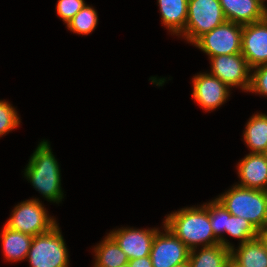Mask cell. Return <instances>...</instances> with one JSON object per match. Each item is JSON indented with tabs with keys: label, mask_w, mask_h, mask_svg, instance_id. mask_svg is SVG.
<instances>
[{
	"label": "cell",
	"mask_w": 267,
	"mask_h": 267,
	"mask_svg": "<svg viewBox=\"0 0 267 267\" xmlns=\"http://www.w3.org/2000/svg\"><path fill=\"white\" fill-rule=\"evenodd\" d=\"M162 223L190 250L220 244L212 231L209 212L203 205L181 208L168 214Z\"/></svg>",
	"instance_id": "1"
},
{
	"label": "cell",
	"mask_w": 267,
	"mask_h": 267,
	"mask_svg": "<svg viewBox=\"0 0 267 267\" xmlns=\"http://www.w3.org/2000/svg\"><path fill=\"white\" fill-rule=\"evenodd\" d=\"M24 177L47 201L59 204L64 198L60 166L47 140L41 141L30 156Z\"/></svg>",
	"instance_id": "2"
},
{
	"label": "cell",
	"mask_w": 267,
	"mask_h": 267,
	"mask_svg": "<svg viewBox=\"0 0 267 267\" xmlns=\"http://www.w3.org/2000/svg\"><path fill=\"white\" fill-rule=\"evenodd\" d=\"M216 199L231 215L248 220L259 233L267 229V191L233 184Z\"/></svg>",
	"instance_id": "3"
},
{
	"label": "cell",
	"mask_w": 267,
	"mask_h": 267,
	"mask_svg": "<svg viewBox=\"0 0 267 267\" xmlns=\"http://www.w3.org/2000/svg\"><path fill=\"white\" fill-rule=\"evenodd\" d=\"M59 223L33 237L26 259L30 267H69V253Z\"/></svg>",
	"instance_id": "4"
},
{
	"label": "cell",
	"mask_w": 267,
	"mask_h": 267,
	"mask_svg": "<svg viewBox=\"0 0 267 267\" xmlns=\"http://www.w3.org/2000/svg\"><path fill=\"white\" fill-rule=\"evenodd\" d=\"M44 207L38 198L20 202L14 206L5 225L32 237L46 233L57 225V221L47 213Z\"/></svg>",
	"instance_id": "5"
},
{
	"label": "cell",
	"mask_w": 267,
	"mask_h": 267,
	"mask_svg": "<svg viewBox=\"0 0 267 267\" xmlns=\"http://www.w3.org/2000/svg\"><path fill=\"white\" fill-rule=\"evenodd\" d=\"M225 21L219 0H188L185 30L179 36L193 44L204 33Z\"/></svg>",
	"instance_id": "6"
},
{
	"label": "cell",
	"mask_w": 267,
	"mask_h": 267,
	"mask_svg": "<svg viewBox=\"0 0 267 267\" xmlns=\"http://www.w3.org/2000/svg\"><path fill=\"white\" fill-rule=\"evenodd\" d=\"M243 25L225 21L204 33L192 45L210 57L241 53Z\"/></svg>",
	"instance_id": "7"
},
{
	"label": "cell",
	"mask_w": 267,
	"mask_h": 267,
	"mask_svg": "<svg viewBox=\"0 0 267 267\" xmlns=\"http://www.w3.org/2000/svg\"><path fill=\"white\" fill-rule=\"evenodd\" d=\"M210 74L220 79L230 88H240L248 92L251 85V68L241 53L210 57Z\"/></svg>",
	"instance_id": "8"
},
{
	"label": "cell",
	"mask_w": 267,
	"mask_h": 267,
	"mask_svg": "<svg viewBox=\"0 0 267 267\" xmlns=\"http://www.w3.org/2000/svg\"><path fill=\"white\" fill-rule=\"evenodd\" d=\"M163 229H159L154 236L149 255L152 266L172 267L188 261L190 249L166 226L163 225Z\"/></svg>",
	"instance_id": "9"
},
{
	"label": "cell",
	"mask_w": 267,
	"mask_h": 267,
	"mask_svg": "<svg viewBox=\"0 0 267 267\" xmlns=\"http://www.w3.org/2000/svg\"><path fill=\"white\" fill-rule=\"evenodd\" d=\"M192 83V98L205 111L217 109L230 96V87L209 72L197 73Z\"/></svg>",
	"instance_id": "10"
},
{
	"label": "cell",
	"mask_w": 267,
	"mask_h": 267,
	"mask_svg": "<svg viewBox=\"0 0 267 267\" xmlns=\"http://www.w3.org/2000/svg\"><path fill=\"white\" fill-rule=\"evenodd\" d=\"M158 228L135 229L120 227L108 234L115 240L129 260L150 255L154 236Z\"/></svg>",
	"instance_id": "11"
},
{
	"label": "cell",
	"mask_w": 267,
	"mask_h": 267,
	"mask_svg": "<svg viewBox=\"0 0 267 267\" xmlns=\"http://www.w3.org/2000/svg\"><path fill=\"white\" fill-rule=\"evenodd\" d=\"M241 54L252 69L267 64V21L243 25Z\"/></svg>",
	"instance_id": "12"
},
{
	"label": "cell",
	"mask_w": 267,
	"mask_h": 267,
	"mask_svg": "<svg viewBox=\"0 0 267 267\" xmlns=\"http://www.w3.org/2000/svg\"><path fill=\"white\" fill-rule=\"evenodd\" d=\"M237 167V185L267 191V163L263 154L248 153Z\"/></svg>",
	"instance_id": "13"
},
{
	"label": "cell",
	"mask_w": 267,
	"mask_h": 267,
	"mask_svg": "<svg viewBox=\"0 0 267 267\" xmlns=\"http://www.w3.org/2000/svg\"><path fill=\"white\" fill-rule=\"evenodd\" d=\"M227 21L241 25L264 19L265 7L258 0H219Z\"/></svg>",
	"instance_id": "14"
},
{
	"label": "cell",
	"mask_w": 267,
	"mask_h": 267,
	"mask_svg": "<svg viewBox=\"0 0 267 267\" xmlns=\"http://www.w3.org/2000/svg\"><path fill=\"white\" fill-rule=\"evenodd\" d=\"M231 259L239 267H267V245L258 237L230 249Z\"/></svg>",
	"instance_id": "15"
},
{
	"label": "cell",
	"mask_w": 267,
	"mask_h": 267,
	"mask_svg": "<svg viewBox=\"0 0 267 267\" xmlns=\"http://www.w3.org/2000/svg\"><path fill=\"white\" fill-rule=\"evenodd\" d=\"M161 22L171 34L179 35L185 30L188 0H157Z\"/></svg>",
	"instance_id": "16"
},
{
	"label": "cell",
	"mask_w": 267,
	"mask_h": 267,
	"mask_svg": "<svg viewBox=\"0 0 267 267\" xmlns=\"http://www.w3.org/2000/svg\"><path fill=\"white\" fill-rule=\"evenodd\" d=\"M3 255L7 261H22L26 259L33 237L7 227L5 224L1 231Z\"/></svg>",
	"instance_id": "17"
},
{
	"label": "cell",
	"mask_w": 267,
	"mask_h": 267,
	"mask_svg": "<svg viewBox=\"0 0 267 267\" xmlns=\"http://www.w3.org/2000/svg\"><path fill=\"white\" fill-rule=\"evenodd\" d=\"M243 140L251 152L263 154L267 150V115L256 113L251 116L243 132Z\"/></svg>",
	"instance_id": "18"
},
{
	"label": "cell",
	"mask_w": 267,
	"mask_h": 267,
	"mask_svg": "<svg viewBox=\"0 0 267 267\" xmlns=\"http://www.w3.org/2000/svg\"><path fill=\"white\" fill-rule=\"evenodd\" d=\"M191 249L189 252L190 267H225L231 258L230 249L222 244Z\"/></svg>",
	"instance_id": "19"
},
{
	"label": "cell",
	"mask_w": 267,
	"mask_h": 267,
	"mask_svg": "<svg viewBox=\"0 0 267 267\" xmlns=\"http://www.w3.org/2000/svg\"><path fill=\"white\" fill-rule=\"evenodd\" d=\"M93 249L95 253L93 267H120L129 262L126 254L109 234Z\"/></svg>",
	"instance_id": "20"
},
{
	"label": "cell",
	"mask_w": 267,
	"mask_h": 267,
	"mask_svg": "<svg viewBox=\"0 0 267 267\" xmlns=\"http://www.w3.org/2000/svg\"><path fill=\"white\" fill-rule=\"evenodd\" d=\"M203 206L209 212V219L214 236L220 241L224 247L231 249L233 244L224 238L223 233H226L227 217L231 214L229 211L215 198L214 200L204 203Z\"/></svg>",
	"instance_id": "21"
},
{
	"label": "cell",
	"mask_w": 267,
	"mask_h": 267,
	"mask_svg": "<svg viewBox=\"0 0 267 267\" xmlns=\"http://www.w3.org/2000/svg\"><path fill=\"white\" fill-rule=\"evenodd\" d=\"M98 24L95 8L85 4L84 7L66 24L68 30L79 35L92 33Z\"/></svg>",
	"instance_id": "22"
},
{
	"label": "cell",
	"mask_w": 267,
	"mask_h": 267,
	"mask_svg": "<svg viewBox=\"0 0 267 267\" xmlns=\"http://www.w3.org/2000/svg\"><path fill=\"white\" fill-rule=\"evenodd\" d=\"M226 233L233 238H237L243 244L260 235L255 227L243 217L230 215L227 217Z\"/></svg>",
	"instance_id": "23"
},
{
	"label": "cell",
	"mask_w": 267,
	"mask_h": 267,
	"mask_svg": "<svg viewBox=\"0 0 267 267\" xmlns=\"http://www.w3.org/2000/svg\"><path fill=\"white\" fill-rule=\"evenodd\" d=\"M17 110L6 100H0V137L16 129L21 121Z\"/></svg>",
	"instance_id": "24"
},
{
	"label": "cell",
	"mask_w": 267,
	"mask_h": 267,
	"mask_svg": "<svg viewBox=\"0 0 267 267\" xmlns=\"http://www.w3.org/2000/svg\"><path fill=\"white\" fill-rule=\"evenodd\" d=\"M248 92L267 97V64L251 69V85Z\"/></svg>",
	"instance_id": "25"
},
{
	"label": "cell",
	"mask_w": 267,
	"mask_h": 267,
	"mask_svg": "<svg viewBox=\"0 0 267 267\" xmlns=\"http://www.w3.org/2000/svg\"><path fill=\"white\" fill-rule=\"evenodd\" d=\"M85 4L84 0H58L56 13L67 24Z\"/></svg>",
	"instance_id": "26"
},
{
	"label": "cell",
	"mask_w": 267,
	"mask_h": 267,
	"mask_svg": "<svg viewBox=\"0 0 267 267\" xmlns=\"http://www.w3.org/2000/svg\"><path fill=\"white\" fill-rule=\"evenodd\" d=\"M128 265L129 267H153L150 256L129 260Z\"/></svg>",
	"instance_id": "27"
},
{
	"label": "cell",
	"mask_w": 267,
	"mask_h": 267,
	"mask_svg": "<svg viewBox=\"0 0 267 267\" xmlns=\"http://www.w3.org/2000/svg\"><path fill=\"white\" fill-rule=\"evenodd\" d=\"M225 267H239L234 260H232L231 258L228 260V262L226 263Z\"/></svg>",
	"instance_id": "28"
},
{
	"label": "cell",
	"mask_w": 267,
	"mask_h": 267,
	"mask_svg": "<svg viewBox=\"0 0 267 267\" xmlns=\"http://www.w3.org/2000/svg\"><path fill=\"white\" fill-rule=\"evenodd\" d=\"M172 267H190L189 261L179 263L177 265H173Z\"/></svg>",
	"instance_id": "29"
},
{
	"label": "cell",
	"mask_w": 267,
	"mask_h": 267,
	"mask_svg": "<svg viewBox=\"0 0 267 267\" xmlns=\"http://www.w3.org/2000/svg\"><path fill=\"white\" fill-rule=\"evenodd\" d=\"M260 236L263 238L264 242H265L266 245H267V229L264 230V231H262V232L260 233Z\"/></svg>",
	"instance_id": "30"
},
{
	"label": "cell",
	"mask_w": 267,
	"mask_h": 267,
	"mask_svg": "<svg viewBox=\"0 0 267 267\" xmlns=\"http://www.w3.org/2000/svg\"><path fill=\"white\" fill-rule=\"evenodd\" d=\"M258 1H259L264 7H266V6H265V5H266V4H265V1H266V0H258Z\"/></svg>",
	"instance_id": "31"
},
{
	"label": "cell",
	"mask_w": 267,
	"mask_h": 267,
	"mask_svg": "<svg viewBox=\"0 0 267 267\" xmlns=\"http://www.w3.org/2000/svg\"><path fill=\"white\" fill-rule=\"evenodd\" d=\"M264 19L267 21V7H265V15H264Z\"/></svg>",
	"instance_id": "32"
},
{
	"label": "cell",
	"mask_w": 267,
	"mask_h": 267,
	"mask_svg": "<svg viewBox=\"0 0 267 267\" xmlns=\"http://www.w3.org/2000/svg\"><path fill=\"white\" fill-rule=\"evenodd\" d=\"M263 155H264L266 163H267V150L263 153Z\"/></svg>",
	"instance_id": "33"
},
{
	"label": "cell",
	"mask_w": 267,
	"mask_h": 267,
	"mask_svg": "<svg viewBox=\"0 0 267 267\" xmlns=\"http://www.w3.org/2000/svg\"><path fill=\"white\" fill-rule=\"evenodd\" d=\"M120 267H129L128 263L126 265L120 266Z\"/></svg>",
	"instance_id": "34"
}]
</instances>
